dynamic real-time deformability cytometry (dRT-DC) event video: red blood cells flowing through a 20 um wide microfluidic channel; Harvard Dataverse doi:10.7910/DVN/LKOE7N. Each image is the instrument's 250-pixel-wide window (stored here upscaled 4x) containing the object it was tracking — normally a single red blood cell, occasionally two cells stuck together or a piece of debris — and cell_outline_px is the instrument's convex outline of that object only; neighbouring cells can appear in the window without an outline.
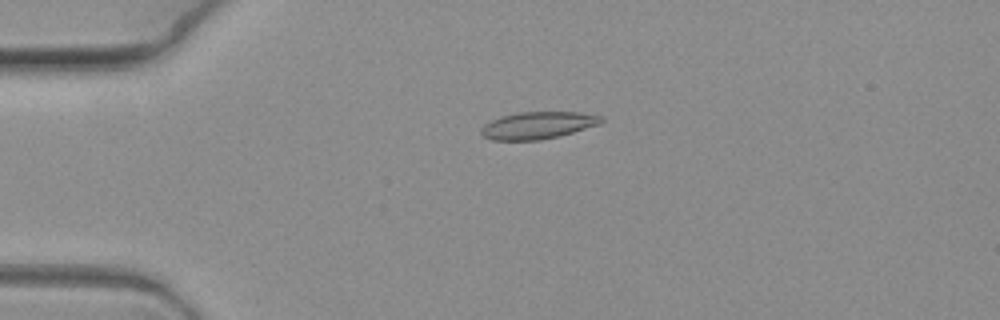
{"species": "common noctule bat (a hibernating species)", "species_latin": "Nyctalus noctula", "temperature_condition": "warm", "stored_images_in_passage": 2, "camera_frame_rate_fps": 3000, "um_per_image_px": 0.085, "animal": {"sex": "female", "body_mass_g": 19.3, "forearm_length_mm": 54.1}, "frame": {"image": 1, "passage_image": 1, "time_ms": 0.0, "image_size_px": [1000, 320], "cell_outline_px": [[604, 120], [600, 124], [560, 136], [540, 140], [492, 140], [484, 136], [480, 132], [480, 128], [484, 124], [500, 116], [516, 112], [576, 112], [604, 116]], "centroid_in_image_um": [45.71, 10.65], "position_along_channel_um": 39.3, "area_um2": 19.13}}